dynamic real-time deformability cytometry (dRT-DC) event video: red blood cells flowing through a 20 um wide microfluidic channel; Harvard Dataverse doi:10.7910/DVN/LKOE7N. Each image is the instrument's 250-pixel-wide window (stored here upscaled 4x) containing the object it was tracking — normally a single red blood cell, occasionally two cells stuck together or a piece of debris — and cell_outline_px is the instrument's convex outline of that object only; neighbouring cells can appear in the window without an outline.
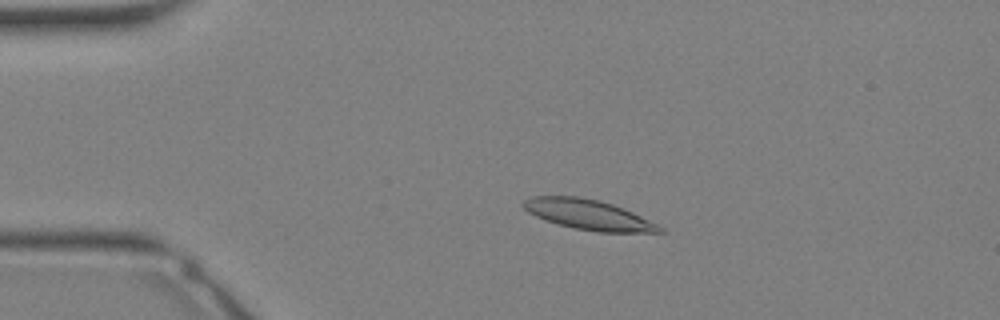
{"species": "Egyptian fruit bat (a non-hibernating species)", "species_latin": "Rousettus aegyptiacus", "temperature_condition": "warm", "stored_images_in_passage": 35, "camera_frame_rate_fps": 3000, "um_per_image_px": 0.085, "animal": {"sex": "female"}, "frame": {"image": 1, "passage_image": 8, "time_ms": 2.333, "image_size_px": [1000, 320], "cell_outline_px": [[664, 232], [596, 232], [572, 228], [544, 220], [528, 212], [520, 204], [524, 200], [532, 196], [580, 196], [600, 200], [624, 208], [664, 228]], "centroid_in_image_um": [49.97, 18.24], "position_along_channel_um": 35.0, "area_um2": 23.93}}
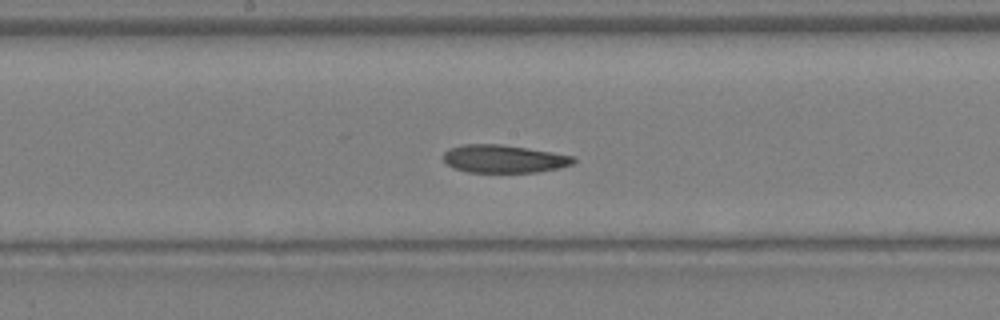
{"frame": {"image": 2, "passage_image": 19, "time_ms": 6.0, "image_size_px": [1000, 320], "cell_outline_px": [[576, 160], [572, 164], [560, 168], [536, 172], [468, 172], [452, 168], [444, 160], [444, 152], [448, 148], [460, 144], [500, 144], [528, 148], [576, 156]], "centroid_in_image_um": [42.83, 13.49], "position_along_channel_um": 205.4, "area_um2": 21.33}}
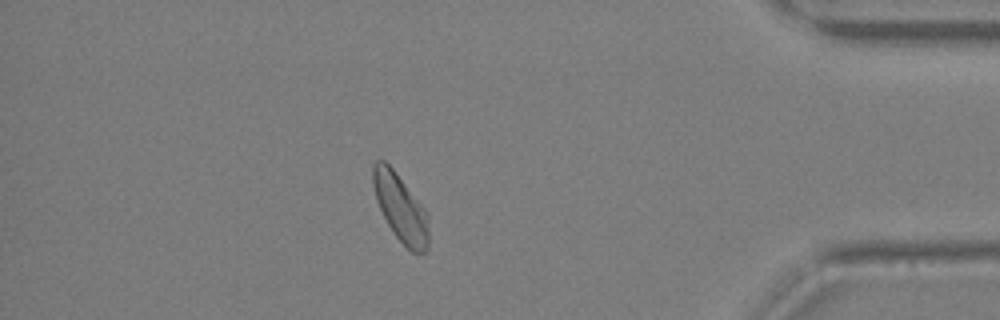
{"frame": {"image": 3, "passage_image": 31, "time_ms": 10.0, "image_size_px": [1000, 320], "cell_outline_px": [[428, 252], [412, 252], [396, 236], [388, 224], [376, 200], [372, 184], [372, 164], [376, 160], [384, 160], [392, 168], [428, 212]], "centroid_in_image_um": [34.04, 17.65], "position_along_channel_um": 401.2, "area_um2": 21.73}}